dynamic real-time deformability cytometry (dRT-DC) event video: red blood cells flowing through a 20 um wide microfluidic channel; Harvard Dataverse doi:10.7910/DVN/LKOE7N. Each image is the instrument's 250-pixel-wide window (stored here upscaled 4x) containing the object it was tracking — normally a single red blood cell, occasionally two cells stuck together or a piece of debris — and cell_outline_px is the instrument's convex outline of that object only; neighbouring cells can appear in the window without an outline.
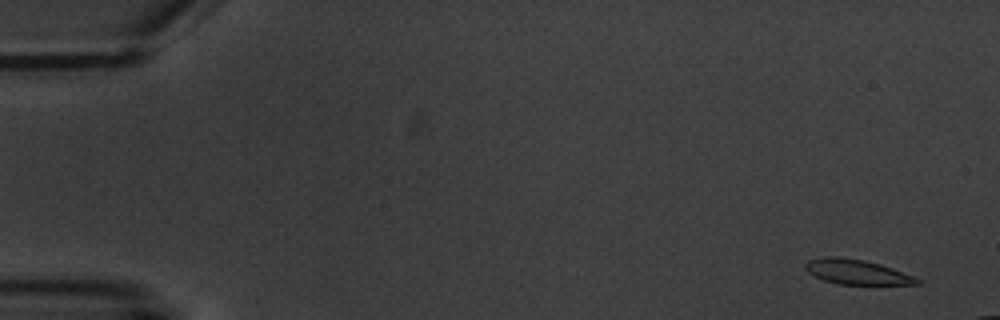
{"species": "common noctule bat (a hibernating species)", "species_latin": "Nyctalus noctula", "temperature_condition": "warm", "stored_images_in_passage": 4, "camera_frame_rate_fps": 3000, "um_per_image_px": 0.085, "animal": {"sex": "male", "body_mass_g": 20.1, "forearm_length_mm": 53.5}, "frame": {"image": 1, "passage_image": 1, "time_ms": 0.0, "image_size_px": [1000, 320], "cell_outline_px": [[920, 284], [836, 284], [824, 280], [808, 272], [804, 268], [804, 264], [808, 260], [824, 256], [840, 256], [864, 260], [880, 264], [892, 268], [912, 276], [920, 280]], "centroid_in_image_um": [72.76, 23.1], "position_along_channel_um": 12.2, "area_um2": 16.07}}